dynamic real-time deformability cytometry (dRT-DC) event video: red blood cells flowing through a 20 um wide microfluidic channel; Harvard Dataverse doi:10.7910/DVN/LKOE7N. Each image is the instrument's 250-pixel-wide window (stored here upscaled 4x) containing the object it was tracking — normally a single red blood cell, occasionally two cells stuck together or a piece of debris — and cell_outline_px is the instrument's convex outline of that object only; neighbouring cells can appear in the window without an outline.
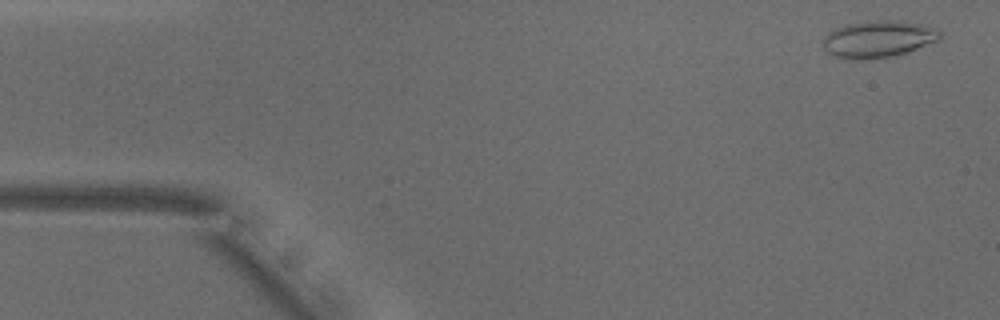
{"species": "common noctule bat (a hibernating species)", "species_latin": "Nyctalus noctula", "temperature_condition": "warm", "stored_images_in_passage": 39, "camera_frame_rate_fps": 3000, "um_per_image_px": 0.085, "animal": {"sex": "male", "body_mass_g": 18.8}, "frame": {"image": 1, "passage_image": 2, "time_ms": 0.333, "image_size_px": [1000, 320], "cell_outline_px": [[940, 40], [892, 56], [868, 60], [848, 60], [836, 56], [828, 52], [824, 48], [824, 36], [832, 28], [844, 24], [868, 20], [900, 20], [920, 24], [932, 28], [940, 32]], "centroid_in_image_um": [74.58, 3.31], "position_along_channel_um": 10.4, "area_um2": 25.26}}
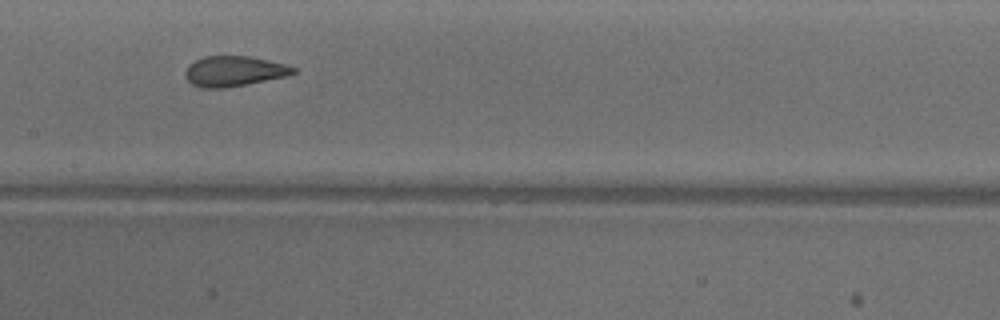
{"frame": {"image": 2, "passage_image": 24, "time_ms": 7.667, "image_size_px": [1000, 320], "cell_outline_px": [[296, 72], [284, 76], [224, 88], [200, 88], [192, 84], [184, 76], [184, 72], [188, 64], [204, 56], [248, 56], [268, 60], [284, 64], [296, 68]], "centroid_in_image_um": [19.82, 6.04], "position_along_channel_um": 187.6, "area_um2": 18.84}}
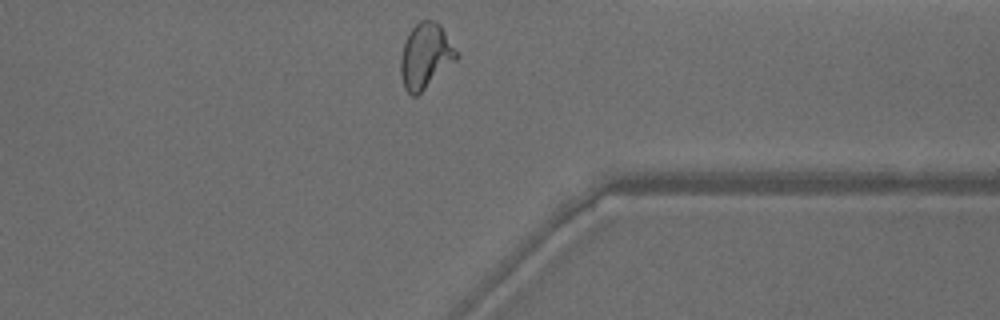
{"frame": {"image": 3, "passage_image": 39, "time_ms": 12.667, "image_size_px": [1000, 320], "cell_outline_px": [[460, 56], [456, 60], [416, 96], [412, 96], [404, 88], [400, 76], [400, 60], [404, 44], [412, 28], [420, 20], [432, 20], [440, 24]], "centroid_in_image_um": [36.16, 4.76], "position_along_channel_um": 375.2, "area_um2": 20.92}, "authors_computed_cell_mechanics": {"area_um2": 20.1722, "velocity_mm_per_s": 3.9114, "shape_relaxation_time_tau1_ms": 5.5118, "shape_relaxation_time_tau2_ms": 0.6639, "deformation_change_tau1": 0.2045, "deformation_change_tau2": 0.0725}}